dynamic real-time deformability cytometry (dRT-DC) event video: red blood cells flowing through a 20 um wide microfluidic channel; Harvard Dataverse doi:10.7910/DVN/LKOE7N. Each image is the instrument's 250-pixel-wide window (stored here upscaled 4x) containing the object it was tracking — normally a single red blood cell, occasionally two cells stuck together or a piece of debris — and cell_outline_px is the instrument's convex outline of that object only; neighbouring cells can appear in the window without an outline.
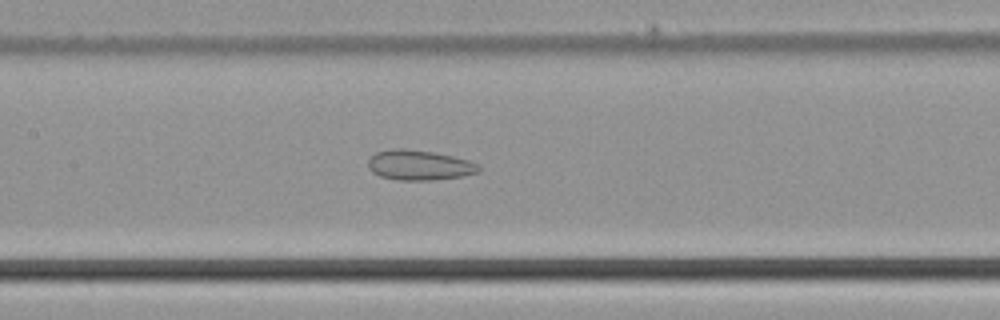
{"species": "common noctule bat (a hibernating species)", "species_latin": "Nyctalus noctula", "temperature_condition": "cold", "stored_images_in_passage": 35, "camera_frame_rate_fps": 3000, "um_per_image_px": 0.085, "animal": {"sex": "male", "body_mass_g": 21.5, "forearm_length_mm": 52.0}, "frame": {"image": 1, "passage_image": 15, "time_ms": 4.667, "image_size_px": [1000, 320], "cell_outline_px": [[480, 172], [464, 176], [432, 180], [396, 180], [380, 176], [372, 172], [368, 168], [368, 160], [376, 152], [392, 148], [400, 148], [432, 152], [452, 156], [468, 160], [480, 164]], "centroid_in_image_um": [35.65, 14.04], "position_along_channel_um": 171.8, "area_um2": 19.48}}
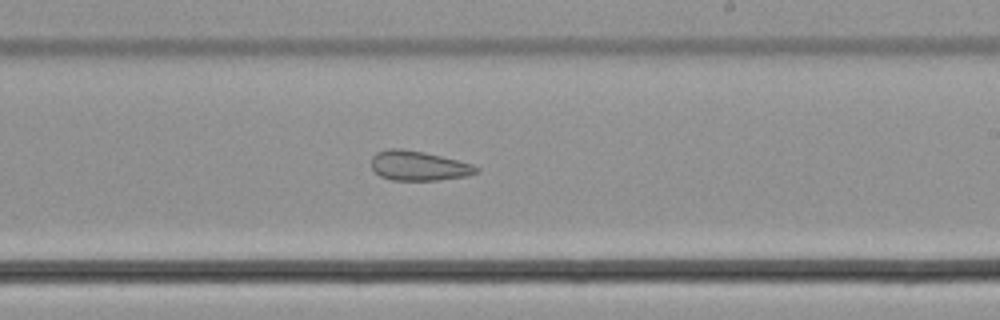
{"frame": {"image": 2, "passage_image": 21, "time_ms": 6.667, "image_size_px": [1000, 320], "cell_outline_px": [[480, 172], [468, 176], [440, 180], [392, 180], [380, 176], [372, 168], [372, 156], [376, 152], [388, 148], [404, 148], [424, 152], [472, 164], [480, 168]], "centroid_in_image_um": [35.59, 14.09], "position_along_channel_um": 253.4, "area_um2": 18.26}}
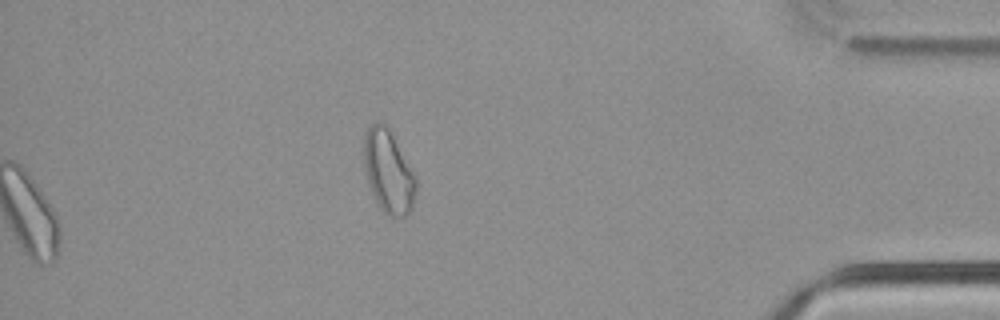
{"frame": {"image": 3, "passage_image": 35, "time_ms": 11.333, "image_size_px": [1000, 320], "cell_outline_px": [[416, 192], [412, 208], [404, 216], [388, 216], [380, 208], [368, 184], [364, 164], [364, 132], [372, 124], [384, 124], [388, 128], [416, 176]], "centroid_in_image_um": [33.01, 14.61], "position_along_channel_um": 402.2, "area_um2": 24.74}}